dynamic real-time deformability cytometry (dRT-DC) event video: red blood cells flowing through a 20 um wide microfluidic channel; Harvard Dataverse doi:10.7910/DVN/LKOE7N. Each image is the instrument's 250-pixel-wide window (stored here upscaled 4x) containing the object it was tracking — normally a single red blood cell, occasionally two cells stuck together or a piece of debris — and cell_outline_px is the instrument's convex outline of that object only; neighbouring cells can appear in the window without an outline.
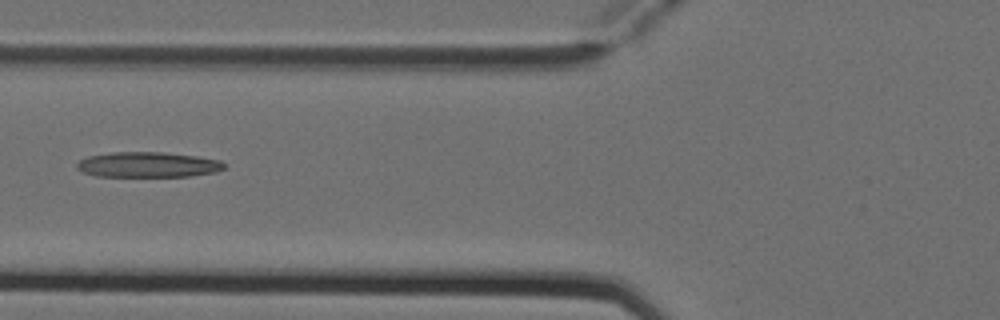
{"species": "Egyptian fruit bat (a non-hibernating species)", "species_latin": "Rousettus aegyptiacus", "temperature_condition": "cold", "stored_images_in_passage": 3, "camera_frame_rate_fps": 3000, "um_per_image_px": 0.085, "animal": {"sex": "female"}, "frame": {"image": 1, "passage_image": 2, "time_ms": 0.333, "image_size_px": [1000, 320], "cell_outline_px": [[228, 164], [224, 168], [216, 172], [188, 176], [96, 176], [84, 172], [76, 168], [76, 164], [80, 160], [88, 156], [112, 152], [164, 152], [196, 156], [220, 160]], "centroid_in_image_um": [12.59, 13.99], "position_along_channel_um": 113.2, "area_um2": 21.73}}
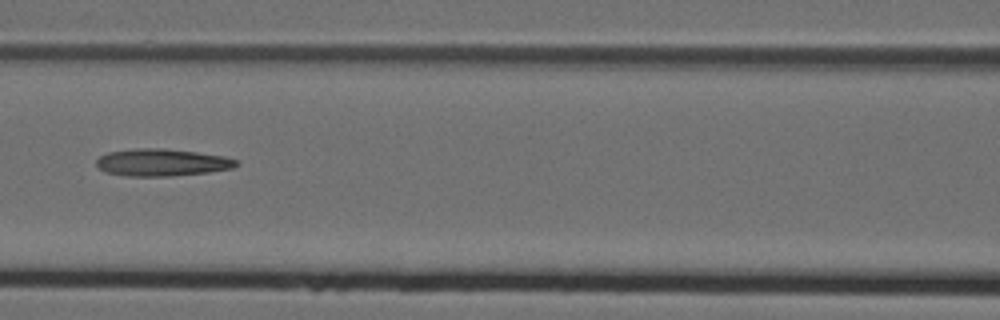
{"frame": {"image": 2, "passage_image": 3, "time_ms": 0.667, "image_size_px": [1000, 320], "cell_outline_px": [[240, 164], [232, 168], [208, 172], [172, 176], [124, 176], [104, 172], [96, 164], [96, 160], [100, 156], [108, 152], [136, 148], [160, 148], [196, 152], [224, 156], [236, 160]], "centroid_in_image_um": [13.74, 13.81], "position_along_channel_um": 152.9, "area_um2": 22.2}}